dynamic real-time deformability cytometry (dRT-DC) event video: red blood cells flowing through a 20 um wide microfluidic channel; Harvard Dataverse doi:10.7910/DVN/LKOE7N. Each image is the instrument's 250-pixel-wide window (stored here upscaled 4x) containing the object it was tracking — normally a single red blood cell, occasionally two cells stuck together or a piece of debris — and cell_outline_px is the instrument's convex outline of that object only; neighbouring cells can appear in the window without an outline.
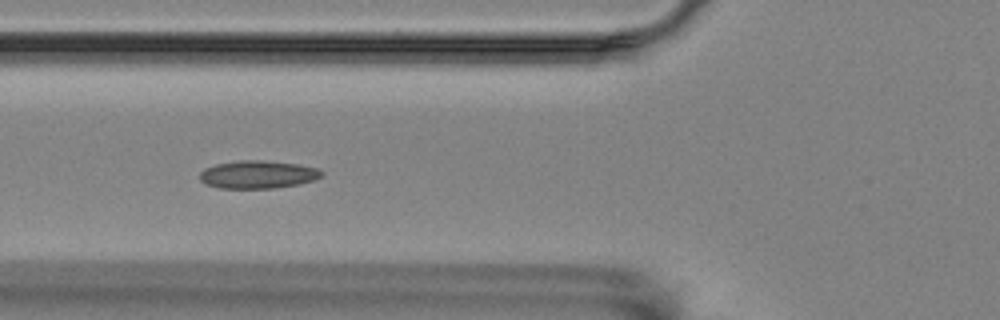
{"species": "Egyptian fruit bat (a non-hibernating species)", "species_latin": "Rousettus aegyptiacus", "temperature_condition": "room temperature", "stored_images_in_passage": 9, "camera_frame_rate_fps": 3000, "um_per_image_px": 0.085, "animal": {"sex": "female"}, "frame": {"image": 1, "passage_image": 7, "time_ms": 2.0, "image_size_px": [1000, 320], "cell_outline_px": [[324, 176], [300, 184], [276, 188], [220, 188], [204, 184], [200, 180], [200, 172], [204, 168], [216, 164], [240, 160], [260, 160], [300, 164], [320, 168], [324, 172]], "centroid_in_image_um": [21.95, 14.83], "position_along_channel_um": 103.9, "area_um2": 20.06}}
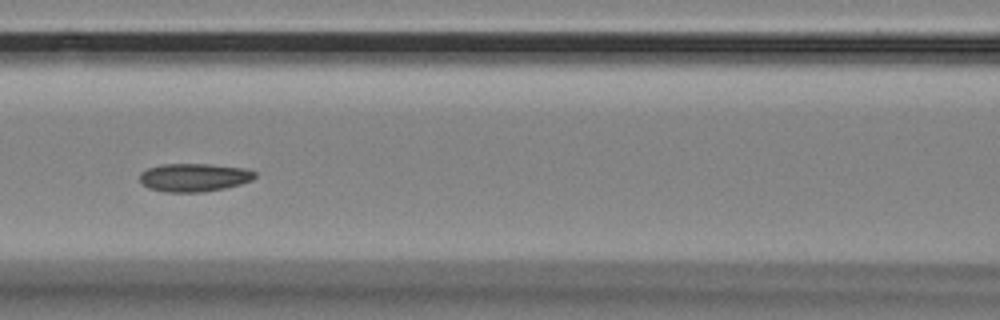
{"frame": {"image": 2, "passage_image": 8, "time_ms": 2.333, "image_size_px": [1000, 320], "cell_outline_px": [[256, 176], [252, 180], [240, 184], [224, 188], [200, 192], [164, 192], [148, 188], [140, 184], [140, 172], [148, 168], [164, 164], [212, 164], [248, 168], [256, 172]], "centroid_in_image_um": [16.5, 15.08], "position_along_channel_um": 150.1, "area_um2": 19.13}}
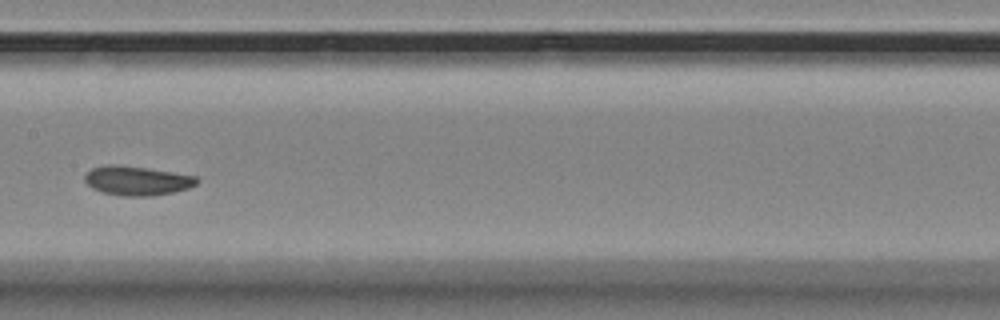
{"frame": {"image": 3, "passage_image": 9, "time_ms": 2.667, "image_size_px": [1000, 320], "cell_outline_px": [[200, 180], [196, 184], [188, 188], [172, 192], [152, 196], [120, 196], [104, 192], [92, 188], [84, 180], [84, 176], [92, 168], [108, 164], [116, 164], [148, 168], [196, 176]], "centroid_in_image_um": [11.64, 15.35], "position_along_channel_um": 195.8, "area_um2": 19.07}}